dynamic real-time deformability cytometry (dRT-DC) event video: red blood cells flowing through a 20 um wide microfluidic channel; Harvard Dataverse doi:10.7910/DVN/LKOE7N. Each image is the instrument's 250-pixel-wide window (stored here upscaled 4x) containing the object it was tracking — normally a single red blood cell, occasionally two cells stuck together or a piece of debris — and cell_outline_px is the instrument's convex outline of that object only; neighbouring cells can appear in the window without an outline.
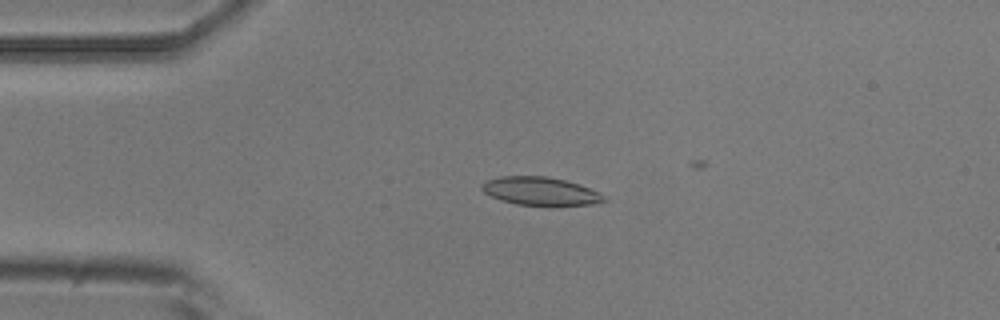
{"species": "common noctule bat (a hibernating species)", "species_latin": "Nyctalus noctula", "temperature_condition": "room temperature", "stored_images_in_passage": 5, "camera_frame_rate_fps": 3000, "um_per_image_px": 0.085, "animal": {"sex": "male", "body_mass_g": 20.5, "forearm_length_mm": 52.5}, "frame": {"image": 1, "passage_image": 4, "time_ms": 3.333, "image_size_px": [1000, 320], "cell_outline_px": [[608, 200], [592, 204], [516, 204], [500, 200], [484, 192], [480, 188], [480, 184], [484, 180], [500, 176], [548, 176], [580, 184], [600, 192]], "centroid_in_image_um": [45.89, 16.22], "position_along_channel_um": 39.1, "area_um2": 19.88}}